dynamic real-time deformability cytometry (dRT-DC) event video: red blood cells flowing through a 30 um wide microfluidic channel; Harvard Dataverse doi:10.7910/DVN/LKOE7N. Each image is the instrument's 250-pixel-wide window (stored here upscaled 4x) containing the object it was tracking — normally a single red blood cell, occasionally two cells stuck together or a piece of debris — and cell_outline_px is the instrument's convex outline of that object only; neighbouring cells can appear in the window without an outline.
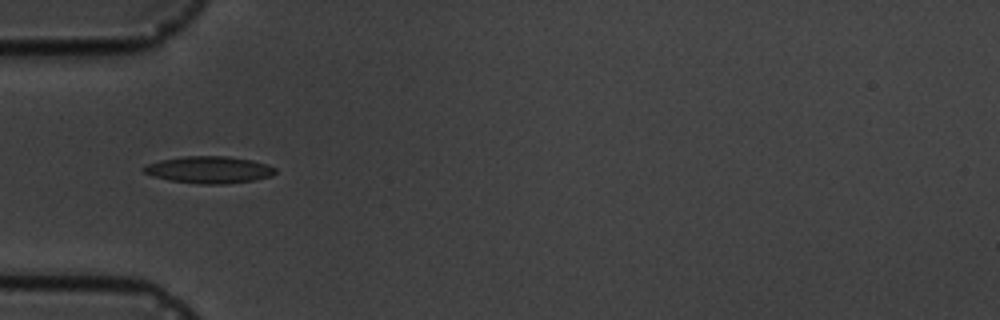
{"species": "common noctule bat (a hibernating species)", "species_latin": "Nyctalus noctula", "temperature_condition": "cold", "stored_images_in_passage": 7, "camera_frame_rate_fps": 3000, "um_per_image_px": 0.085, "animal": {"sex": "male", "body_mass_g": 19.5, "forearm_length_mm": 54.6}, "frame": {"image": 1, "passage_image": 5, "time_ms": 4.667, "image_size_px": [1000, 320], "cell_outline_px": [[276, 172], [272, 176], [252, 180], [224, 184], [200, 184], [168, 180], [152, 176], [144, 172], [140, 168], [148, 164], [160, 160], [184, 156], [228, 156], [252, 160], [268, 164], [276, 168]], "centroid_in_image_um": [17.77, 14.42], "position_along_channel_um": 67.2, "area_um2": 20.75}}
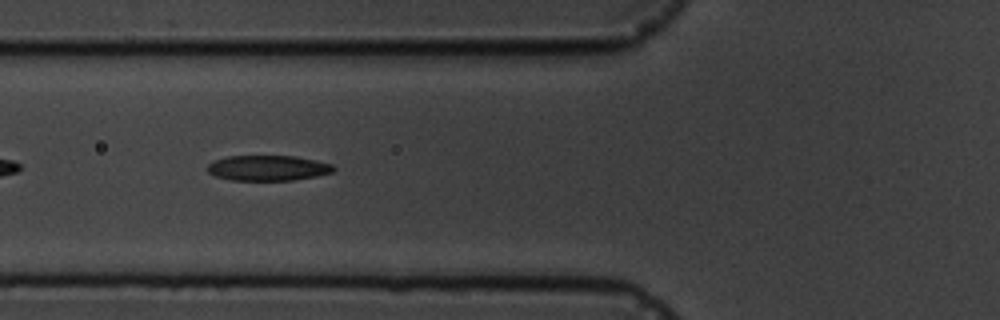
{"frame": {"image": 2, "passage_image": 6, "time_ms": 5.667, "image_size_px": [1000, 320], "cell_outline_px": [[336, 168], [332, 172], [316, 176], [292, 180], [232, 180], [216, 176], [208, 172], [208, 164], [216, 160], [228, 156], [296, 156], [316, 160], [332, 164]], "centroid_in_image_um": [22.8, 14.27], "position_along_channel_um": 103.0, "area_um2": 18.5}}
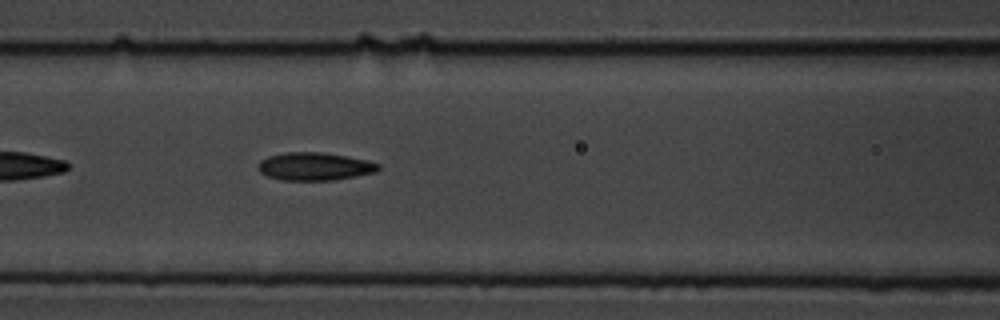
{"frame": {"image": 3, "passage_image": 7, "time_ms": 6.667, "image_size_px": [1000, 320], "cell_outline_px": [[380, 168], [376, 172], [356, 176], [332, 180], [280, 180], [268, 176], [260, 172], [256, 168], [256, 164], [260, 160], [268, 156], [284, 152], [324, 152], [368, 160], [380, 164]], "centroid_in_image_um": [26.71, 14.14], "position_along_channel_um": 139.9, "area_um2": 19.77}}